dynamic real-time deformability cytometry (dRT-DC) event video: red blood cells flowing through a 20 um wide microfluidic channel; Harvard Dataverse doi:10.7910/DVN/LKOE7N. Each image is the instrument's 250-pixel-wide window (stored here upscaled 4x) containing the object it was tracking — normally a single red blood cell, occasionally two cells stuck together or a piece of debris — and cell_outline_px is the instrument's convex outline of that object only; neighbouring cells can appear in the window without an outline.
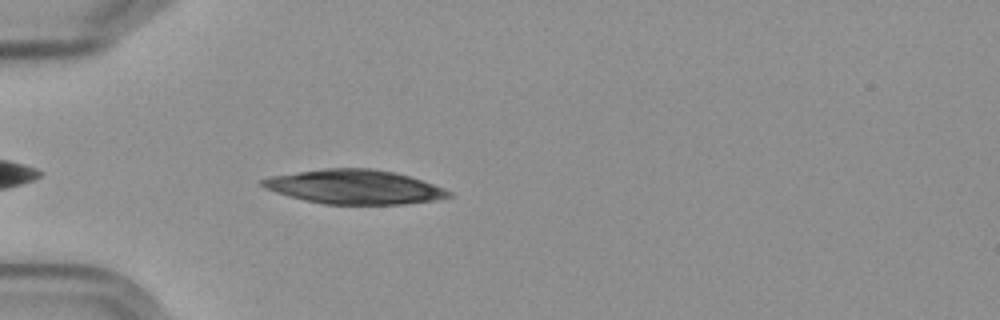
{"species": "Egyptian fruit bat (a non-hibernating species)", "species_latin": "Rousettus aegyptiacus", "temperature_condition": "cold", "stored_images_in_passage": 2, "camera_frame_rate_fps": 3000, "um_per_image_px": 0.085, "frame": {"image": 1, "passage_image": 2, "time_ms": 1.0, "image_size_px": [1000, 320], "cell_outline_px": [[452, 196], [432, 200], [404, 204], [324, 204], [304, 200], [276, 192], [264, 188], [260, 184], [260, 180], [272, 176], [328, 168], [368, 168], [392, 172], [408, 176], [444, 188], [452, 192]], "centroid_in_image_um": [30.11, 15.89], "position_along_channel_um": 54.9, "area_um2": 36.59}}